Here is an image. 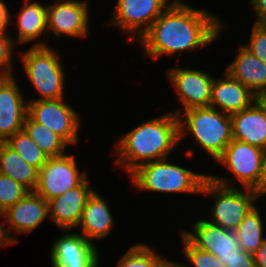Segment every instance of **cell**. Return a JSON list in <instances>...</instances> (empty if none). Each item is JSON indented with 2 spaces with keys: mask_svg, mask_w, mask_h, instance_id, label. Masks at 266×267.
Masks as SVG:
<instances>
[{
  "mask_svg": "<svg viewBox=\"0 0 266 267\" xmlns=\"http://www.w3.org/2000/svg\"><path fill=\"white\" fill-rule=\"evenodd\" d=\"M168 158L140 165L129 176L134 188L162 193H201L208 174L194 173L168 163Z\"/></svg>",
  "mask_w": 266,
  "mask_h": 267,
  "instance_id": "cell-4",
  "label": "cell"
},
{
  "mask_svg": "<svg viewBox=\"0 0 266 267\" xmlns=\"http://www.w3.org/2000/svg\"><path fill=\"white\" fill-rule=\"evenodd\" d=\"M253 259L257 267H266V240L263 244L253 253Z\"/></svg>",
  "mask_w": 266,
  "mask_h": 267,
  "instance_id": "cell-35",
  "label": "cell"
},
{
  "mask_svg": "<svg viewBox=\"0 0 266 267\" xmlns=\"http://www.w3.org/2000/svg\"><path fill=\"white\" fill-rule=\"evenodd\" d=\"M93 191L86 178L79 186L49 200L48 214L51 221L64 231L78 226L86 201Z\"/></svg>",
  "mask_w": 266,
  "mask_h": 267,
  "instance_id": "cell-16",
  "label": "cell"
},
{
  "mask_svg": "<svg viewBox=\"0 0 266 267\" xmlns=\"http://www.w3.org/2000/svg\"><path fill=\"white\" fill-rule=\"evenodd\" d=\"M179 142L178 116L171 112L142 122L119 137L115 163L119 167L125 165L129 176L142 164L168 158Z\"/></svg>",
  "mask_w": 266,
  "mask_h": 267,
  "instance_id": "cell-2",
  "label": "cell"
},
{
  "mask_svg": "<svg viewBox=\"0 0 266 267\" xmlns=\"http://www.w3.org/2000/svg\"><path fill=\"white\" fill-rule=\"evenodd\" d=\"M258 101L264 106L266 109V94H263L261 96H258Z\"/></svg>",
  "mask_w": 266,
  "mask_h": 267,
  "instance_id": "cell-40",
  "label": "cell"
},
{
  "mask_svg": "<svg viewBox=\"0 0 266 267\" xmlns=\"http://www.w3.org/2000/svg\"><path fill=\"white\" fill-rule=\"evenodd\" d=\"M161 267H179L175 261H166Z\"/></svg>",
  "mask_w": 266,
  "mask_h": 267,
  "instance_id": "cell-39",
  "label": "cell"
},
{
  "mask_svg": "<svg viewBox=\"0 0 266 267\" xmlns=\"http://www.w3.org/2000/svg\"><path fill=\"white\" fill-rule=\"evenodd\" d=\"M193 229L192 233L181 232L195 247L215 255L224 266L235 257L252 255L242 250L235 231L225 230L201 218L194 223Z\"/></svg>",
  "mask_w": 266,
  "mask_h": 267,
  "instance_id": "cell-7",
  "label": "cell"
},
{
  "mask_svg": "<svg viewBox=\"0 0 266 267\" xmlns=\"http://www.w3.org/2000/svg\"><path fill=\"white\" fill-rule=\"evenodd\" d=\"M0 174L12 178L29 192H34L37 186L38 170L5 142H0Z\"/></svg>",
  "mask_w": 266,
  "mask_h": 267,
  "instance_id": "cell-22",
  "label": "cell"
},
{
  "mask_svg": "<svg viewBox=\"0 0 266 267\" xmlns=\"http://www.w3.org/2000/svg\"><path fill=\"white\" fill-rule=\"evenodd\" d=\"M166 73L176 89L184 111L210 106L214 81L212 76L200 70L182 67L169 68Z\"/></svg>",
  "mask_w": 266,
  "mask_h": 267,
  "instance_id": "cell-12",
  "label": "cell"
},
{
  "mask_svg": "<svg viewBox=\"0 0 266 267\" xmlns=\"http://www.w3.org/2000/svg\"><path fill=\"white\" fill-rule=\"evenodd\" d=\"M168 1L170 2V0H118L111 24L117 25L124 33L131 34L129 40H132L137 32L136 35L139 37L137 39H140L173 2Z\"/></svg>",
  "mask_w": 266,
  "mask_h": 267,
  "instance_id": "cell-11",
  "label": "cell"
},
{
  "mask_svg": "<svg viewBox=\"0 0 266 267\" xmlns=\"http://www.w3.org/2000/svg\"><path fill=\"white\" fill-rule=\"evenodd\" d=\"M5 143L38 171L48 160L46 154L24 130L16 132L13 136L9 137Z\"/></svg>",
  "mask_w": 266,
  "mask_h": 267,
  "instance_id": "cell-26",
  "label": "cell"
},
{
  "mask_svg": "<svg viewBox=\"0 0 266 267\" xmlns=\"http://www.w3.org/2000/svg\"><path fill=\"white\" fill-rule=\"evenodd\" d=\"M229 183L226 178L209 175L202 185L201 194H213L216 197L209 222L225 230L235 231L245 215L255 206L254 202L259 195L254 189H245L244 193Z\"/></svg>",
  "mask_w": 266,
  "mask_h": 267,
  "instance_id": "cell-5",
  "label": "cell"
},
{
  "mask_svg": "<svg viewBox=\"0 0 266 267\" xmlns=\"http://www.w3.org/2000/svg\"><path fill=\"white\" fill-rule=\"evenodd\" d=\"M114 219L106 201L96 191L86 201L78 226L89 242L92 239H103L113 227Z\"/></svg>",
  "mask_w": 266,
  "mask_h": 267,
  "instance_id": "cell-21",
  "label": "cell"
},
{
  "mask_svg": "<svg viewBox=\"0 0 266 267\" xmlns=\"http://www.w3.org/2000/svg\"><path fill=\"white\" fill-rule=\"evenodd\" d=\"M266 151L233 139L217 160L235 175L245 189L256 190L261 182Z\"/></svg>",
  "mask_w": 266,
  "mask_h": 267,
  "instance_id": "cell-10",
  "label": "cell"
},
{
  "mask_svg": "<svg viewBox=\"0 0 266 267\" xmlns=\"http://www.w3.org/2000/svg\"><path fill=\"white\" fill-rule=\"evenodd\" d=\"M6 6V3L0 0V30H6L9 23H11V17H14L10 15Z\"/></svg>",
  "mask_w": 266,
  "mask_h": 267,
  "instance_id": "cell-34",
  "label": "cell"
},
{
  "mask_svg": "<svg viewBox=\"0 0 266 267\" xmlns=\"http://www.w3.org/2000/svg\"><path fill=\"white\" fill-rule=\"evenodd\" d=\"M259 197L266 195V155L264 160V167H263V174L261 178V182L259 184V187L256 189Z\"/></svg>",
  "mask_w": 266,
  "mask_h": 267,
  "instance_id": "cell-37",
  "label": "cell"
},
{
  "mask_svg": "<svg viewBox=\"0 0 266 267\" xmlns=\"http://www.w3.org/2000/svg\"><path fill=\"white\" fill-rule=\"evenodd\" d=\"M225 79L214 77L210 106L221 112L232 115L252 106L258 100L249 88L232 78L226 71ZM216 106V107H215Z\"/></svg>",
  "mask_w": 266,
  "mask_h": 267,
  "instance_id": "cell-17",
  "label": "cell"
},
{
  "mask_svg": "<svg viewBox=\"0 0 266 267\" xmlns=\"http://www.w3.org/2000/svg\"><path fill=\"white\" fill-rule=\"evenodd\" d=\"M167 259L144 244H136L121 257L117 267H161Z\"/></svg>",
  "mask_w": 266,
  "mask_h": 267,
  "instance_id": "cell-27",
  "label": "cell"
},
{
  "mask_svg": "<svg viewBox=\"0 0 266 267\" xmlns=\"http://www.w3.org/2000/svg\"><path fill=\"white\" fill-rule=\"evenodd\" d=\"M0 215L4 217V213L0 212ZM3 226L4 225L0 223V247L18 243L17 238L12 236L9 230H6Z\"/></svg>",
  "mask_w": 266,
  "mask_h": 267,
  "instance_id": "cell-33",
  "label": "cell"
},
{
  "mask_svg": "<svg viewBox=\"0 0 266 267\" xmlns=\"http://www.w3.org/2000/svg\"><path fill=\"white\" fill-rule=\"evenodd\" d=\"M179 120V141L188 133L192 134L197 143L218 160L227 145L233 140L230 115L211 106L197 107L173 112Z\"/></svg>",
  "mask_w": 266,
  "mask_h": 267,
  "instance_id": "cell-3",
  "label": "cell"
},
{
  "mask_svg": "<svg viewBox=\"0 0 266 267\" xmlns=\"http://www.w3.org/2000/svg\"><path fill=\"white\" fill-rule=\"evenodd\" d=\"M50 256L53 267H99L97 247L80 233L58 237Z\"/></svg>",
  "mask_w": 266,
  "mask_h": 267,
  "instance_id": "cell-14",
  "label": "cell"
},
{
  "mask_svg": "<svg viewBox=\"0 0 266 267\" xmlns=\"http://www.w3.org/2000/svg\"><path fill=\"white\" fill-rule=\"evenodd\" d=\"M255 24L262 30L266 31V14H263L258 20H256Z\"/></svg>",
  "mask_w": 266,
  "mask_h": 267,
  "instance_id": "cell-38",
  "label": "cell"
},
{
  "mask_svg": "<svg viewBox=\"0 0 266 267\" xmlns=\"http://www.w3.org/2000/svg\"><path fill=\"white\" fill-rule=\"evenodd\" d=\"M230 118L233 139L266 151V109L258 100Z\"/></svg>",
  "mask_w": 266,
  "mask_h": 267,
  "instance_id": "cell-19",
  "label": "cell"
},
{
  "mask_svg": "<svg viewBox=\"0 0 266 267\" xmlns=\"http://www.w3.org/2000/svg\"><path fill=\"white\" fill-rule=\"evenodd\" d=\"M256 205L245 215L235 232L243 251L253 254L266 240L263 222Z\"/></svg>",
  "mask_w": 266,
  "mask_h": 267,
  "instance_id": "cell-25",
  "label": "cell"
},
{
  "mask_svg": "<svg viewBox=\"0 0 266 267\" xmlns=\"http://www.w3.org/2000/svg\"><path fill=\"white\" fill-rule=\"evenodd\" d=\"M29 191L12 178L0 174V212L4 213Z\"/></svg>",
  "mask_w": 266,
  "mask_h": 267,
  "instance_id": "cell-28",
  "label": "cell"
},
{
  "mask_svg": "<svg viewBox=\"0 0 266 267\" xmlns=\"http://www.w3.org/2000/svg\"><path fill=\"white\" fill-rule=\"evenodd\" d=\"M179 267H187L186 265H182L180 263H177Z\"/></svg>",
  "mask_w": 266,
  "mask_h": 267,
  "instance_id": "cell-41",
  "label": "cell"
},
{
  "mask_svg": "<svg viewBox=\"0 0 266 267\" xmlns=\"http://www.w3.org/2000/svg\"><path fill=\"white\" fill-rule=\"evenodd\" d=\"M225 25L208 11L174 0L140 37L145 56L154 59L211 44Z\"/></svg>",
  "mask_w": 266,
  "mask_h": 267,
  "instance_id": "cell-1",
  "label": "cell"
},
{
  "mask_svg": "<svg viewBox=\"0 0 266 267\" xmlns=\"http://www.w3.org/2000/svg\"><path fill=\"white\" fill-rule=\"evenodd\" d=\"M17 14L18 41L25 44L34 39H39L47 30V5L43 6L38 1H25L24 6Z\"/></svg>",
  "mask_w": 266,
  "mask_h": 267,
  "instance_id": "cell-23",
  "label": "cell"
},
{
  "mask_svg": "<svg viewBox=\"0 0 266 267\" xmlns=\"http://www.w3.org/2000/svg\"><path fill=\"white\" fill-rule=\"evenodd\" d=\"M15 77H0V142L23 130L28 103Z\"/></svg>",
  "mask_w": 266,
  "mask_h": 267,
  "instance_id": "cell-15",
  "label": "cell"
},
{
  "mask_svg": "<svg viewBox=\"0 0 266 267\" xmlns=\"http://www.w3.org/2000/svg\"><path fill=\"white\" fill-rule=\"evenodd\" d=\"M23 130L40 147L48 158L65 154L68 144L46 126L26 115Z\"/></svg>",
  "mask_w": 266,
  "mask_h": 267,
  "instance_id": "cell-24",
  "label": "cell"
},
{
  "mask_svg": "<svg viewBox=\"0 0 266 267\" xmlns=\"http://www.w3.org/2000/svg\"><path fill=\"white\" fill-rule=\"evenodd\" d=\"M64 101V98L30 100L27 114L60 136L68 145H77L80 118L75 109Z\"/></svg>",
  "mask_w": 266,
  "mask_h": 267,
  "instance_id": "cell-9",
  "label": "cell"
},
{
  "mask_svg": "<svg viewBox=\"0 0 266 267\" xmlns=\"http://www.w3.org/2000/svg\"><path fill=\"white\" fill-rule=\"evenodd\" d=\"M5 33V30H0V77H11L14 76L12 55L16 41Z\"/></svg>",
  "mask_w": 266,
  "mask_h": 267,
  "instance_id": "cell-30",
  "label": "cell"
},
{
  "mask_svg": "<svg viewBox=\"0 0 266 267\" xmlns=\"http://www.w3.org/2000/svg\"><path fill=\"white\" fill-rule=\"evenodd\" d=\"M182 241L184 245V253L192 263L194 267H226L224 266L220 260L213 254L202 251L195 247L183 234Z\"/></svg>",
  "mask_w": 266,
  "mask_h": 267,
  "instance_id": "cell-29",
  "label": "cell"
},
{
  "mask_svg": "<svg viewBox=\"0 0 266 267\" xmlns=\"http://www.w3.org/2000/svg\"><path fill=\"white\" fill-rule=\"evenodd\" d=\"M48 215V201L35 192H28L4 212L9 228L26 234L35 230Z\"/></svg>",
  "mask_w": 266,
  "mask_h": 267,
  "instance_id": "cell-18",
  "label": "cell"
},
{
  "mask_svg": "<svg viewBox=\"0 0 266 267\" xmlns=\"http://www.w3.org/2000/svg\"><path fill=\"white\" fill-rule=\"evenodd\" d=\"M24 72L32 86L40 93L35 100L64 98L65 74L60 61V54L45 43L33 44L27 51L21 52Z\"/></svg>",
  "mask_w": 266,
  "mask_h": 267,
  "instance_id": "cell-6",
  "label": "cell"
},
{
  "mask_svg": "<svg viewBox=\"0 0 266 267\" xmlns=\"http://www.w3.org/2000/svg\"><path fill=\"white\" fill-rule=\"evenodd\" d=\"M252 27L249 43L245 47L266 64V31L255 23Z\"/></svg>",
  "mask_w": 266,
  "mask_h": 267,
  "instance_id": "cell-31",
  "label": "cell"
},
{
  "mask_svg": "<svg viewBox=\"0 0 266 267\" xmlns=\"http://www.w3.org/2000/svg\"><path fill=\"white\" fill-rule=\"evenodd\" d=\"M87 5V2L79 0H61L48 5L47 30L54 32L58 38L62 34L83 38L88 36L90 22Z\"/></svg>",
  "mask_w": 266,
  "mask_h": 267,
  "instance_id": "cell-13",
  "label": "cell"
},
{
  "mask_svg": "<svg viewBox=\"0 0 266 267\" xmlns=\"http://www.w3.org/2000/svg\"><path fill=\"white\" fill-rule=\"evenodd\" d=\"M235 60L226 72L255 95L266 94V64L252 54L244 45L239 46Z\"/></svg>",
  "mask_w": 266,
  "mask_h": 267,
  "instance_id": "cell-20",
  "label": "cell"
},
{
  "mask_svg": "<svg viewBox=\"0 0 266 267\" xmlns=\"http://www.w3.org/2000/svg\"><path fill=\"white\" fill-rule=\"evenodd\" d=\"M258 20L263 14H266V0H249Z\"/></svg>",
  "mask_w": 266,
  "mask_h": 267,
  "instance_id": "cell-36",
  "label": "cell"
},
{
  "mask_svg": "<svg viewBox=\"0 0 266 267\" xmlns=\"http://www.w3.org/2000/svg\"><path fill=\"white\" fill-rule=\"evenodd\" d=\"M76 163L75 157L66 153L48 158L38 171L34 192L49 201L79 186L88 176L87 172L80 173Z\"/></svg>",
  "mask_w": 266,
  "mask_h": 267,
  "instance_id": "cell-8",
  "label": "cell"
},
{
  "mask_svg": "<svg viewBox=\"0 0 266 267\" xmlns=\"http://www.w3.org/2000/svg\"><path fill=\"white\" fill-rule=\"evenodd\" d=\"M226 267H257L253 259V254L250 257H235Z\"/></svg>",
  "mask_w": 266,
  "mask_h": 267,
  "instance_id": "cell-32",
  "label": "cell"
}]
</instances>
